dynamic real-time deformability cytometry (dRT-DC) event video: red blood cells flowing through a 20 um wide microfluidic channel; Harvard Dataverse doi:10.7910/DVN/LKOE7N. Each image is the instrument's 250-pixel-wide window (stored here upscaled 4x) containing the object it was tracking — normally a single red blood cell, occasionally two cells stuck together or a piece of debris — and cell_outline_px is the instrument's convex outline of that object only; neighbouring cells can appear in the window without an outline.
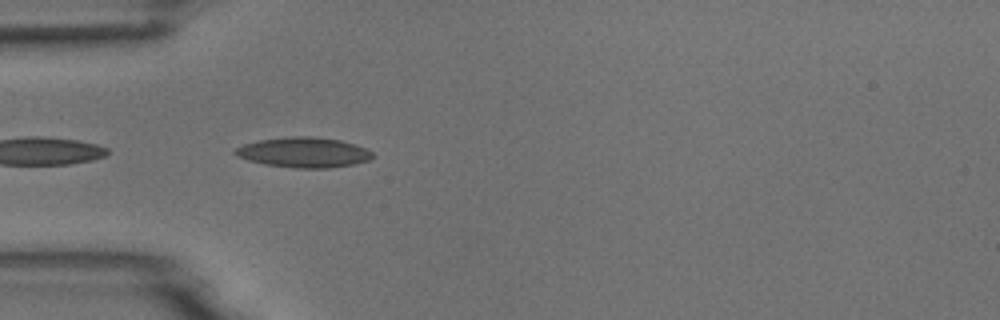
{"species": "common noctule bat (a hibernating species)", "species_latin": "Nyctalus noctula", "temperature_condition": "room temperature", "stored_images_in_passage": 7, "camera_frame_rate_fps": 3000, "um_per_image_px": 0.085, "animal": {"sex": "male", "body_mass_g": 18.8}, "frame": {"image": 1, "passage_image": 2, "time_ms": 0.333, "image_size_px": [1000, 320], "cell_outline_px": [[376, 156], [372, 160], [332, 168], [296, 168], [264, 164], [248, 160], [236, 156], [232, 152], [236, 148], [244, 144], [260, 140], [292, 136], [312, 136], [340, 140], [364, 148], [372, 152]], "centroid_in_image_um": [25.82, 12.96], "position_along_channel_um": 59.2, "area_um2": 24.16}}